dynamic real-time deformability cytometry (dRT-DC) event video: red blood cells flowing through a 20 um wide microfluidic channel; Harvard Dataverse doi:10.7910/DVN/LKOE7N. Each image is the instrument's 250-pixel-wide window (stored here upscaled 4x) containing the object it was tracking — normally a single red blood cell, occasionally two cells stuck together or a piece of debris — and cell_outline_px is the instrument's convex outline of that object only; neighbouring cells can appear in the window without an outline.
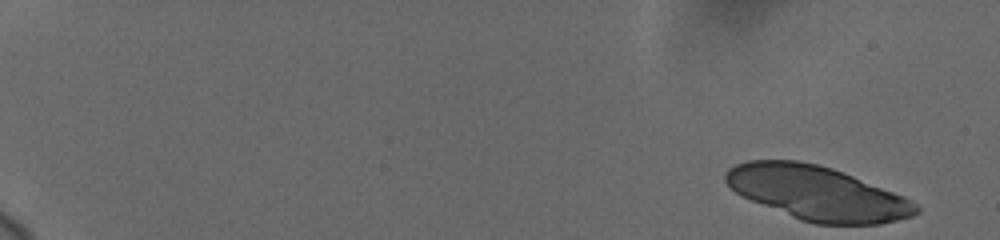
{"species": "human", "species_latin": "Homo sapiens", "temperature_condition": "cold", "stored_images_in_passage": 18, "camera_frame_rate_fps": 3000, "um_per_image_px": 0.085, "donor": {"sex": "female"}, "frame": {"image": 1, "passage_image": 1, "time_ms": 0.0, "image_size_px": [1000, 240], "cell_outline_px": [[920, 212], [912, 216], [880, 224], [816, 224], [800, 220], [740, 196], [724, 180], [724, 172], [728, 168], [736, 164], [748, 160], [796, 160], [816, 164], [832, 168], [904, 196], [912, 200], [920, 208]], "centroid_in_image_um": [69.44, 16.41], "position_along_channel_um": 15.6, "area_um2": 59.82}}